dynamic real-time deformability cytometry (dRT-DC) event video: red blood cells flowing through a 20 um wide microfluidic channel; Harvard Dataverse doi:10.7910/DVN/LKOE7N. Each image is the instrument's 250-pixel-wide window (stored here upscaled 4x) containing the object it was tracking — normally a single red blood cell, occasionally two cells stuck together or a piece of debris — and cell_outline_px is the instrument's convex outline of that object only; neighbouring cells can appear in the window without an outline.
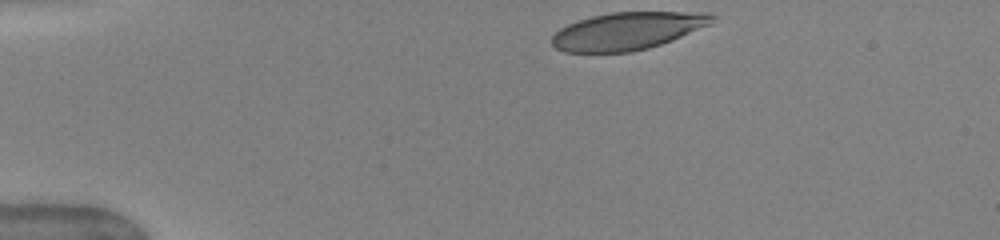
{"species": "human", "species_latin": "Homo sapiens", "temperature_condition": "warm", "stored_images_in_passage": 41, "camera_frame_rate_fps": 3000, "um_per_image_px": 0.085, "donor": {"sex": "female"}, "frame": {"image": 1, "passage_image": 1, "time_ms": 0.0, "image_size_px": [1000, 240], "cell_outline_px": [[716, 16], [712, 24], [672, 40], [648, 48], [632, 52], [564, 52], [556, 48], [552, 44], [552, 36], [560, 28], [568, 24], [592, 16], [612, 12], [712, 12]], "centroid_in_image_um": [53.38, 2.62], "position_along_channel_um": 31.6, "area_um2": 35.08}}
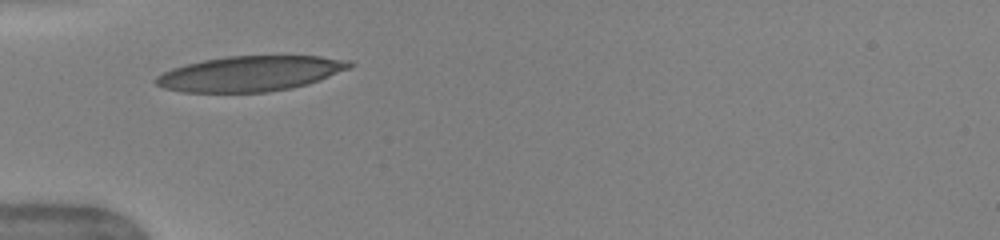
{"frame": {"image": 2, "passage_image": 8, "time_ms": 2.333, "image_size_px": [1000, 240], "cell_outline_px": [[356, 64], [348, 68], [308, 84], [292, 88], [268, 92], [184, 92], [164, 88], [156, 84], [152, 80], [156, 76], [172, 68], [204, 60], [228, 56], [320, 56], [348, 60]], "centroid_in_image_um": [21.25, 6.26], "position_along_channel_um": 63.7, "area_um2": 39.54}}
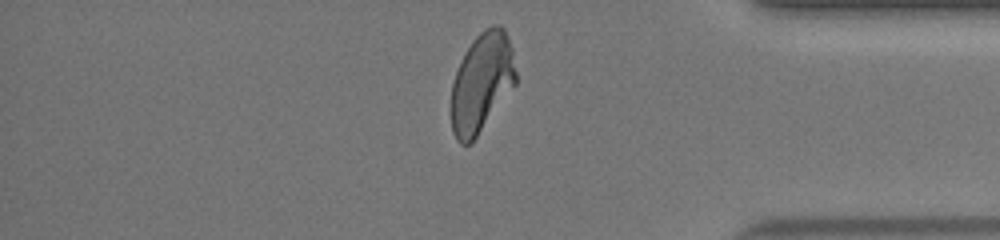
{"frame": {"image": 3, "passage_image": 34, "time_ms": 11.0, "image_size_px": [1000, 240], "cell_outline_px": [[516, 84], [476, 136], [468, 144], [460, 144], [456, 140], [452, 132], [452, 84], [456, 72], [472, 40], [484, 28], [492, 24], [500, 24], [504, 28], [512, 48], [516, 72]], "centroid_in_image_um": [40.96, 6.98], "position_along_channel_um": 394.2, "area_um2": 36.99}, "authors_computed_cell_mechanics": {"area_um2": 37.9746, "velocity_mm_per_s": 4.0491, "shape_relaxation_time_tau1_ms": 4.953, "shape_relaxation_time_tau2_ms": 0.7328, "deformation_change_tau1": 0.2077, "deformation_change_tau2": 0.0753}}